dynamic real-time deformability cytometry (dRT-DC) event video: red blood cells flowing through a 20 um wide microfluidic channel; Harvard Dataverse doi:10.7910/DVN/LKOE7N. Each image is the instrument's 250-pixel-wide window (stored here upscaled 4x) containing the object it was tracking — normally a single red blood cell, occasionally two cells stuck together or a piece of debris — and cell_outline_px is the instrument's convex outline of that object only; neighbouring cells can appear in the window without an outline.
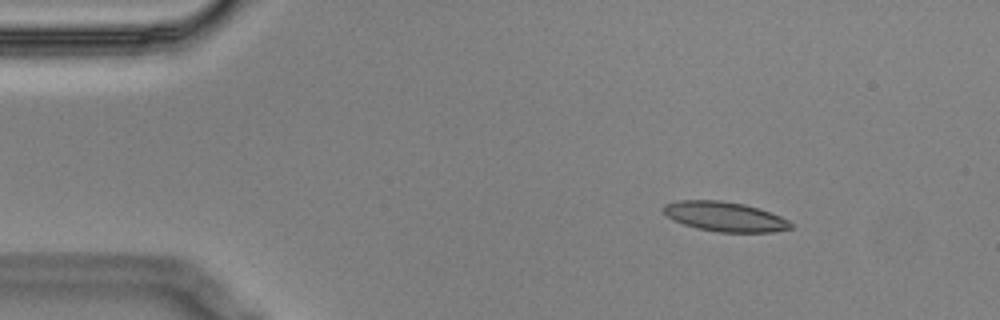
{"species": "Egyptian fruit bat (a non-hibernating species)", "species_latin": "Rousettus aegyptiacus", "temperature_condition": "cold", "stored_images_in_passage": 3, "camera_frame_rate_fps": 3000, "um_per_image_px": 0.085, "animal": {"sex": "male"}, "frame": {"image": 1, "passage_image": 1, "time_ms": 0.0, "image_size_px": [1000, 320], "cell_outline_px": [[792, 228], [772, 232], [720, 232], [696, 228], [672, 220], [664, 212], [664, 204], [680, 200], [720, 200], [744, 204], [760, 208], [780, 216], [788, 220], [792, 224]], "centroid_in_image_um": [61.62, 18.41], "position_along_channel_um": 23.4, "area_um2": 21.96}}
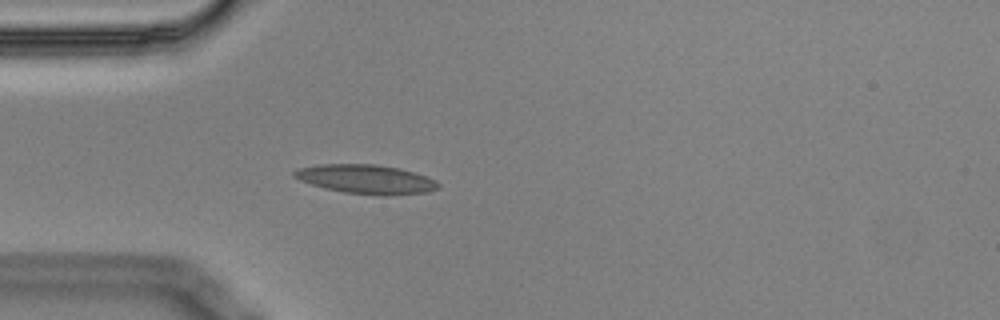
{"frame": {"image": 2, "passage_image": 3, "time_ms": 0.667, "image_size_px": [1000, 320], "cell_outline_px": [[440, 188], [428, 192], [388, 196], [384, 196], [344, 192], [324, 188], [300, 180], [292, 176], [292, 172], [300, 168], [316, 164], [376, 164], [400, 168], [428, 176], [436, 180], [440, 184]], "centroid_in_image_um": [31.16, 15.23], "position_along_channel_um": 53.8, "area_um2": 24.68}}